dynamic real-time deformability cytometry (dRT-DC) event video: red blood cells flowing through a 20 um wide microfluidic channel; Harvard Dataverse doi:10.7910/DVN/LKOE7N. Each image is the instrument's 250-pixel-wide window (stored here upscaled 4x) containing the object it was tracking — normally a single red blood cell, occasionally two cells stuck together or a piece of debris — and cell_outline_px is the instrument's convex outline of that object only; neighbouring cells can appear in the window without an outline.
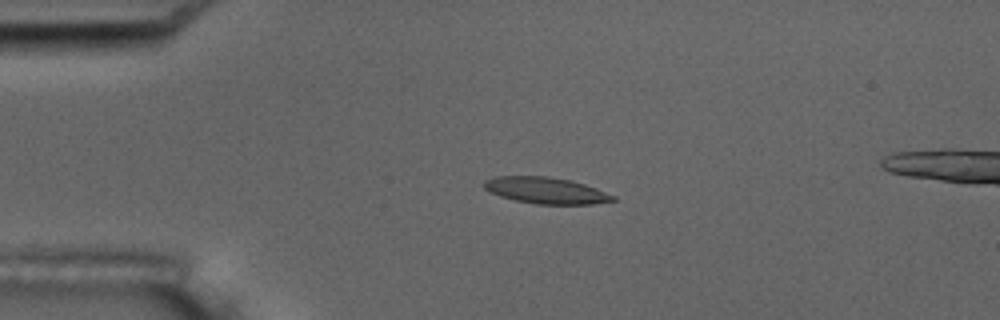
{"species": "common noctule bat (a hibernating species)", "species_latin": "Nyctalus noctula", "temperature_condition": "room temperature", "stored_images_in_passage": 5, "camera_frame_rate_fps": 3000, "um_per_image_px": 0.085, "animal": {"sex": "male", "body_mass_g": 17.5, "forearm_length_mm": 52.3}, "frame": {"image": 1, "passage_image": 3, "time_ms": 3.333, "image_size_px": [1000, 320], "cell_outline_px": [[616, 200], [592, 204], [536, 204], [516, 200], [500, 196], [484, 188], [484, 180], [496, 176], [548, 176], [568, 180], [584, 184], [596, 188], [616, 196]], "centroid_in_image_um": [46.41, 16.19], "position_along_channel_um": 38.6, "area_um2": 19.65}}